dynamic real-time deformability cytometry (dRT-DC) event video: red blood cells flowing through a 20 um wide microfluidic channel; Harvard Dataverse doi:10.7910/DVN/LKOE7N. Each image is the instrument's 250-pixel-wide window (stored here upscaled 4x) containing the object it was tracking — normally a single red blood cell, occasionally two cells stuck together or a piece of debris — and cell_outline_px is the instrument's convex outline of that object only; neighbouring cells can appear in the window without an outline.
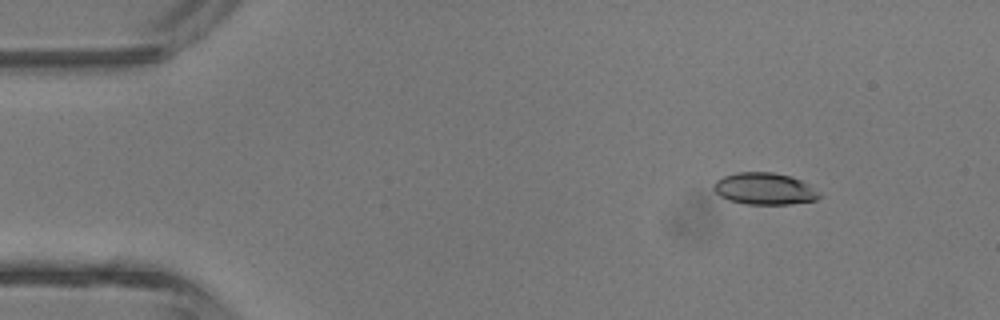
{"species": "common noctule bat (a hibernating species)", "species_latin": "Nyctalus noctula", "temperature_condition": "room temperature", "stored_images_in_passage": 4, "camera_frame_rate_fps": 3000, "um_per_image_px": 0.085, "animal": {"sex": "male", "body_mass_g": 13.3}, "frame": {"image": 1, "passage_image": 2, "time_ms": 1.0, "image_size_px": [1000, 320], "cell_outline_px": [[820, 196], [816, 200], [788, 204], [744, 204], [728, 200], [720, 196], [712, 188], [712, 184], [716, 180], [724, 176], [736, 172], [772, 172], [792, 176], [808, 184], [820, 192]], "centroid_in_image_um": [64.95, 16.04], "position_along_channel_um": 20.0, "area_um2": 19.71}}
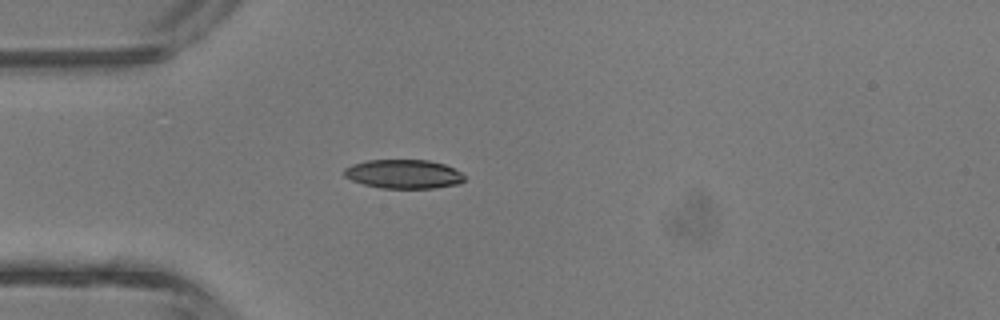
{"frame": {"image": 2, "passage_image": 4, "time_ms": 3.333, "image_size_px": [1000, 320], "cell_outline_px": [[464, 180], [460, 184], [432, 188], [380, 188], [364, 184], [352, 180], [344, 176], [344, 168], [352, 164], [368, 160], [428, 160], [444, 164], [460, 172], [464, 176]], "centroid_in_image_um": [34.29, 14.79], "position_along_channel_um": 50.7, "area_um2": 20.23}}